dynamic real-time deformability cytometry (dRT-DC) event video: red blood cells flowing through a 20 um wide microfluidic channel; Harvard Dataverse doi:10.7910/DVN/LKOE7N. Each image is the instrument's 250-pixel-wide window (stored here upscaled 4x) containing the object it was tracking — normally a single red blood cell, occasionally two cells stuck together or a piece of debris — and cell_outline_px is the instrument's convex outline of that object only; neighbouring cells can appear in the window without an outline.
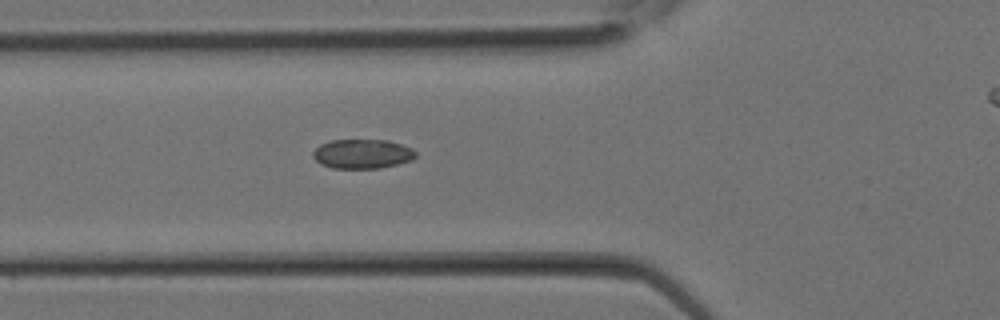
{"species": "Egyptian fruit bat (a non-hibernating species)", "species_latin": "Rousettus aegyptiacus", "temperature_condition": "room temperature", "stored_images_in_passage": 11, "camera_frame_rate_fps": 3000, "um_per_image_px": 0.085, "animal": {"sex": "female"}, "frame": {"image": 1, "passage_image": 10, "time_ms": 3.0, "image_size_px": [1000, 320], "cell_outline_px": [[416, 156], [412, 160], [400, 164], [380, 168], [332, 168], [320, 164], [312, 156], [312, 152], [320, 144], [332, 140], [388, 140], [412, 148], [416, 152]], "centroid_in_image_um": [30.8, 13.08], "position_along_channel_um": 95.0, "area_um2": 17.69}}